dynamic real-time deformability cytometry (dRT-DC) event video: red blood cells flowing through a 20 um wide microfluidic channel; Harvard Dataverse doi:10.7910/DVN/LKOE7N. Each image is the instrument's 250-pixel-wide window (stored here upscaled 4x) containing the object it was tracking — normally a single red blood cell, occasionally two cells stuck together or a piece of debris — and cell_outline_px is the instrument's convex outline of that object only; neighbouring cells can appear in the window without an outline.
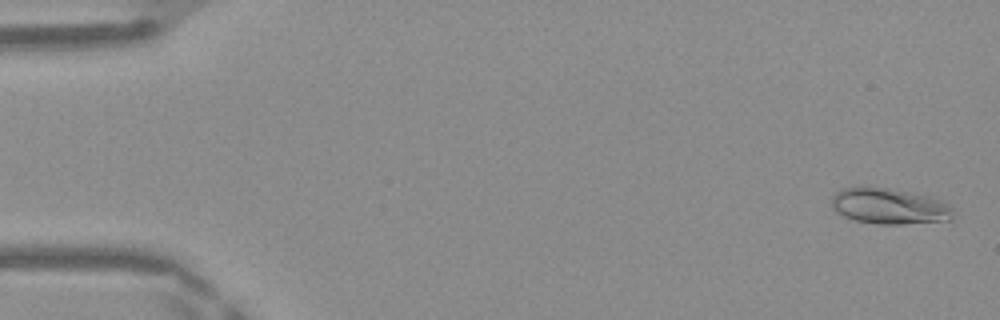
{"species": "Egyptian fruit bat (a non-hibernating species)", "species_latin": "Rousettus aegyptiacus", "temperature_condition": "warm", "stored_images_in_passage": 49, "camera_frame_rate_fps": 3000, "um_per_image_px": 0.085, "frame": {"image": 1, "passage_image": 2, "time_ms": 0.333, "image_size_px": [1000, 320], "cell_outline_px": [[952, 220], [900, 224], [876, 224], [856, 220], [844, 216], [836, 212], [832, 208], [832, 196], [836, 192], [844, 188], [884, 188], [928, 196], [940, 200], [948, 204], [952, 208]], "centroid_in_image_um": [75.59, 17.55], "position_along_channel_um": 9.4, "area_um2": 24.91}}
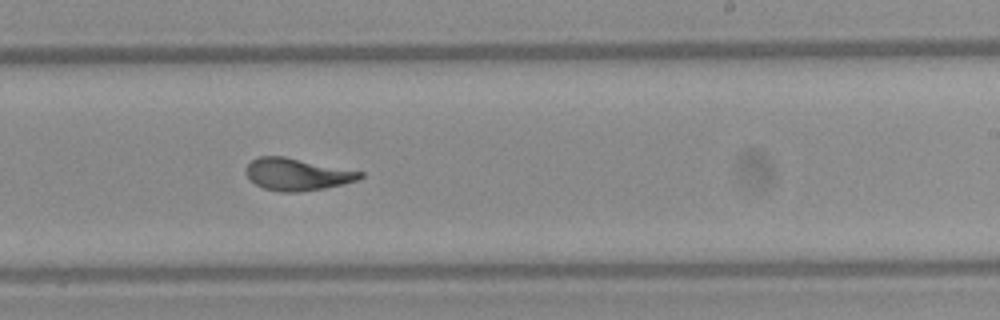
{"frame": {"image": 2, "passage_image": 30, "time_ms": 9.667, "image_size_px": [1000, 320], "cell_outline_px": [[364, 176], [360, 180], [344, 184], [324, 188], [300, 192], [280, 192], [264, 188], [248, 180], [244, 172], [248, 164], [252, 160], [260, 156], [284, 156], [364, 172]], "centroid_in_image_um": [25.25, 14.82], "position_along_channel_um": 263.7, "area_um2": 21.56}}
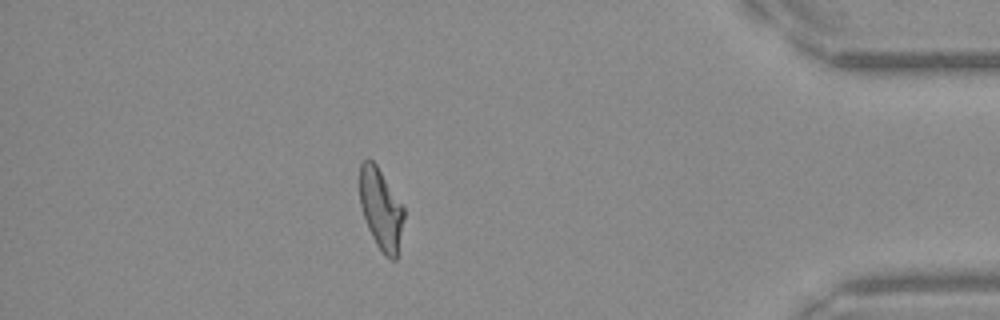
{"frame": {"image": 3, "passage_image": 43, "time_ms": 14.0, "image_size_px": [1000, 320], "cell_outline_px": [[404, 216], [396, 260], [388, 260], [384, 256], [376, 244], [368, 228], [360, 204], [360, 164], [368, 156], [376, 164], [404, 204]], "centroid_in_image_um": [32.39, 17.75], "position_along_channel_um": 402.8, "area_um2": 21.1}, "authors_computed_cell_mechanics": {"area_um2": 21.7906, "velocity_mm_per_s": 4.1847, "shape_relaxation_time_tau1_ms": 5.4796, "shape_relaxation_time_tau2_ms": 0.8198, "deformation_change_tau1": 0.1917, "deformation_change_tau2": 0.0537}}